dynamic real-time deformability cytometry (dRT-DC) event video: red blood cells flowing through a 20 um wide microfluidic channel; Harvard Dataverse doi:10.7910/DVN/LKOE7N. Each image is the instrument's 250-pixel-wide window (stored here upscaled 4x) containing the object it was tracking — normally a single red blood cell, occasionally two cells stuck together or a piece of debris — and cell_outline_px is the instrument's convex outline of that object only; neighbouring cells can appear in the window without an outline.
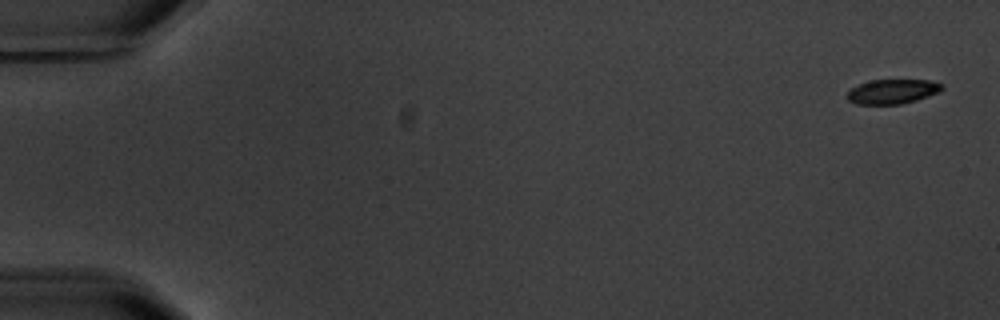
{"species": "common noctule bat (a hibernating species)", "species_latin": "Nyctalus noctula", "temperature_condition": "warm", "stored_images_in_passage": 6, "camera_frame_rate_fps": 3000, "um_per_image_px": 0.085, "animal": {"sex": "male", "body_mass_g": 20.1, "forearm_length_mm": 53.5}, "frame": {"image": 1, "passage_image": 1, "time_ms": 0.0, "image_size_px": [1000, 320], "cell_outline_px": [[944, 88], [940, 92], [916, 100], [900, 104], [856, 104], [848, 100], [848, 92], [856, 84], [872, 80], [932, 80], [944, 84]], "centroid_in_image_um": [75.89, 7.77], "position_along_channel_um": 9.1, "area_um2": 13.64}}
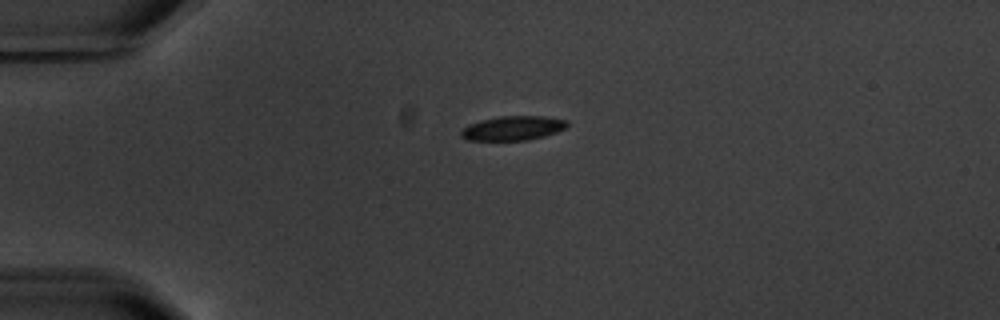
{"frame": {"image": 2, "passage_image": 4, "time_ms": 4.333, "image_size_px": [1000, 320], "cell_outline_px": [[568, 124], [564, 128], [556, 132], [544, 136], [528, 140], [468, 140], [460, 136], [460, 132], [468, 124], [480, 120], [500, 116], [544, 116], [568, 120]], "centroid_in_image_um": [43.58, 10.89], "position_along_channel_um": 41.4, "area_um2": 15.03}}
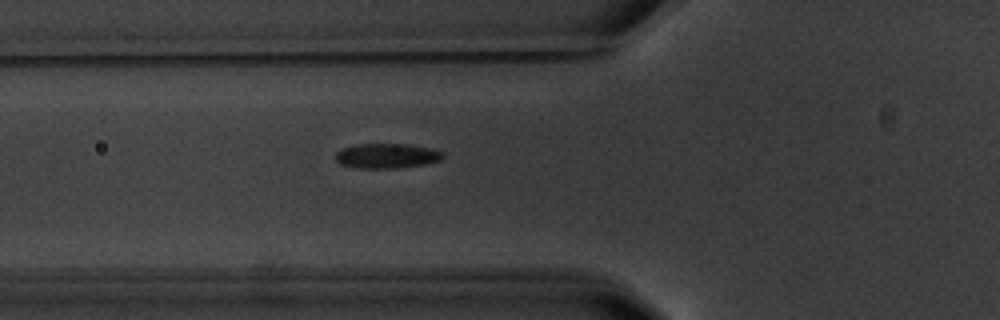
{"frame": {"image": 3, "passage_image": 6, "time_ms": 6.667, "image_size_px": [1000, 320], "cell_outline_px": [[444, 156], [440, 160], [424, 164], [396, 168], [356, 168], [340, 164], [336, 160], [336, 152], [344, 148], [356, 144], [408, 144], [432, 148], [444, 152]], "centroid_in_image_um": [32.89, 13.24], "position_along_channel_um": 92.9, "area_um2": 15.55}}